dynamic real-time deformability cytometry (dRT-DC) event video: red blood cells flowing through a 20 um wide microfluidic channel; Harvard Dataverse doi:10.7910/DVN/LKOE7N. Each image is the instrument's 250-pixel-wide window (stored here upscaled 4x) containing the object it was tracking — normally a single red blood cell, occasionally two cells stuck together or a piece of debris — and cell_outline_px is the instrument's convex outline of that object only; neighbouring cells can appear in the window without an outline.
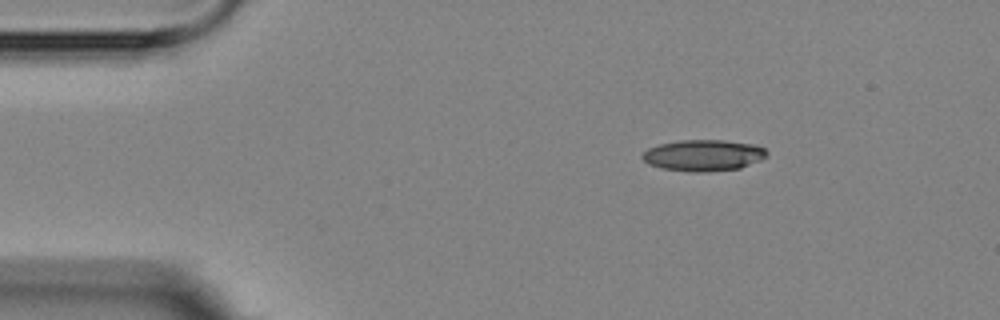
{"species": "Egyptian fruit bat (a non-hibernating species)", "species_latin": "Rousettus aegyptiacus", "temperature_condition": "room temperature", "stored_images_in_passage": 2, "camera_frame_rate_fps": 3000, "um_per_image_px": 0.085, "animal": {"sex": "female"}, "frame": {"image": 1, "passage_image": 1, "time_ms": 0.0, "image_size_px": [1000, 320], "cell_outline_px": [[768, 152], [760, 160], [740, 168], [708, 172], [688, 172], [660, 168], [648, 164], [640, 156], [648, 148], [660, 144], [680, 140], [724, 140], [756, 144], [764, 148]], "centroid_in_image_um": [59.77, 13.2], "position_along_channel_um": 25.2, "area_um2": 22.83}}